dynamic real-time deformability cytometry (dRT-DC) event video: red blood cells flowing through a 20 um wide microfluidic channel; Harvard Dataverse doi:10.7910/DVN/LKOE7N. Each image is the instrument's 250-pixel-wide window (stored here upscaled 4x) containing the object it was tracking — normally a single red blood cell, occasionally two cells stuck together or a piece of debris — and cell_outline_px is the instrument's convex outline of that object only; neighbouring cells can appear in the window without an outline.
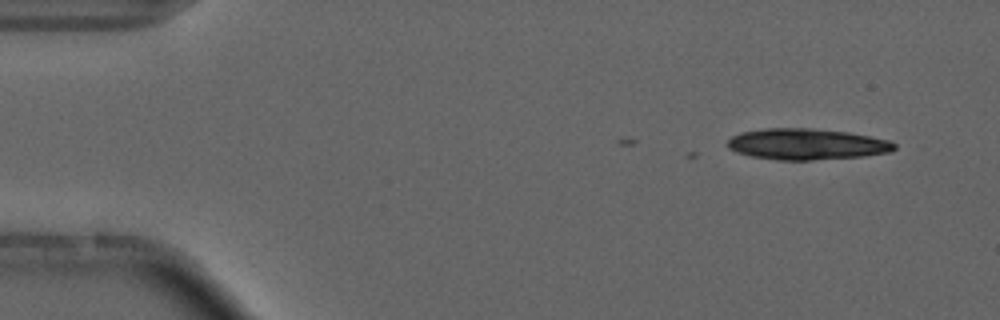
{"species": "common noctule bat (a hibernating species)", "species_latin": "Nyctalus noctula", "temperature_condition": "cold", "stored_images_in_passage": 8, "camera_frame_rate_fps": 3000, "um_per_image_px": 0.085, "animal": {"sex": "male", "forearm_length_mm": 52.5}, "frame": {"image": 1, "passage_image": 3, "time_ms": 2.333, "image_size_px": [1000, 320], "cell_outline_px": [[896, 148], [892, 152], [864, 156], [812, 160], [780, 160], [752, 156], [736, 152], [728, 148], [728, 140], [732, 136], [740, 132], [764, 128], [808, 128], [848, 132], [888, 140], [896, 144]], "centroid_in_image_um": [68.57, 12.25], "position_along_channel_um": 16.4, "area_um2": 30.23}}